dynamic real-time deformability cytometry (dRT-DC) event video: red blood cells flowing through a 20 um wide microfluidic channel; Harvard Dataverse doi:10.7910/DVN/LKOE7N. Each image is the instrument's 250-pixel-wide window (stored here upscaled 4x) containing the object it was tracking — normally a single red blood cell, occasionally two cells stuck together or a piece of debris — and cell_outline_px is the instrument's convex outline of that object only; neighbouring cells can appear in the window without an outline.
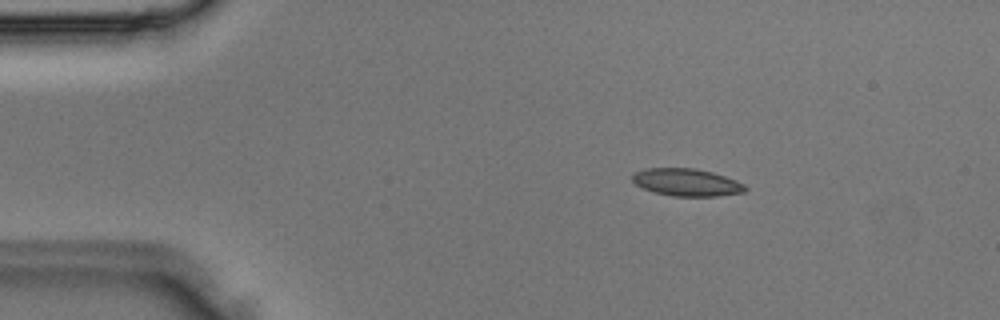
{"species": "Egyptian fruit bat (a non-hibernating species)", "species_latin": "Rousettus aegyptiacus", "temperature_condition": "room temperature", "stored_images_in_passage": 3, "camera_frame_rate_fps": 3000, "um_per_image_px": 0.085, "animal": {"sex": "male"}, "frame": {"image": 1, "passage_image": 2, "time_ms": 0.333, "image_size_px": [1000, 320], "cell_outline_px": [[748, 188], [744, 192], [716, 196], [672, 196], [652, 192], [636, 184], [632, 180], [632, 176], [636, 172], [644, 168], [696, 168], [712, 172], [736, 180], [744, 184]], "centroid_in_image_um": [58.37, 15.5], "position_along_channel_um": 26.6, "area_um2": 18.03}}